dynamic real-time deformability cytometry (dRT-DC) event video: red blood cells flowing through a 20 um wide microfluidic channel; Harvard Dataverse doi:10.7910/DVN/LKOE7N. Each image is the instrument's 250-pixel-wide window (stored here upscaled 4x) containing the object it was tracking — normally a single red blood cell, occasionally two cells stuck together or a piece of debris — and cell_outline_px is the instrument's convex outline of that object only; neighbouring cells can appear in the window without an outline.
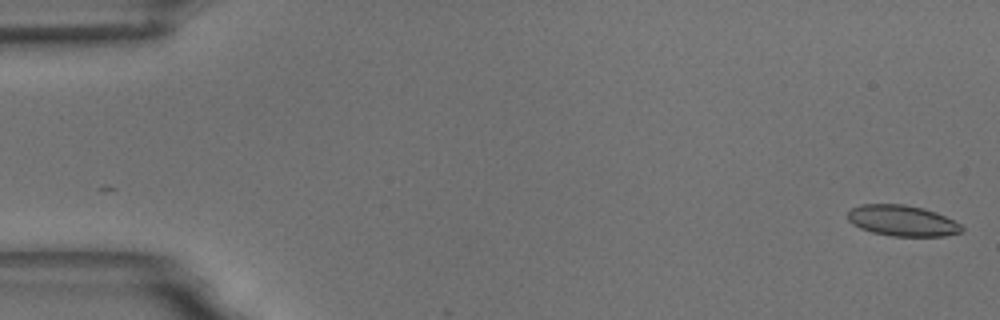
{"species": "common noctule bat (a hibernating species)", "species_latin": "Nyctalus noctula", "temperature_condition": "room temperature", "stored_images_in_passage": 55, "camera_frame_rate_fps": 3000, "um_per_image_px": 0.085, "animal": {"sex": "male", "body_mass_g": 18.8}, "frame": {"image": 1, "passage_image": 1, "time_ms": 0.0, "image_size_px": [1000, 320], "cell_outline_px": [[964, 228], [960, 232], [944, 236], [892, 236], [872, 232], [860, 228], [852, 224], [848, 220], [848, 212], [852, 208], [860, 204], [904, 204], [924, 208], [936, 212], [960, 224]], "centroid_in_image_um": [76.67, 18.75], "position_along_channel_um": 8.3, "area_um2": 20.46}}
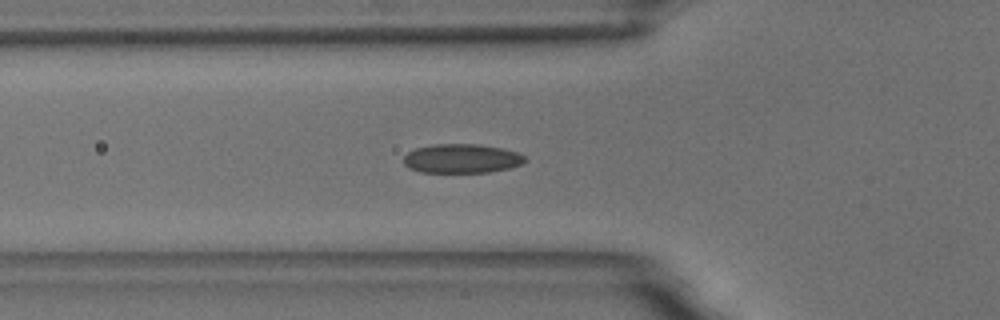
{"frame": {"image": 2, "passage_image": 19, "time_ms": 6.0, "image_size_px": [1000, 320], "cell_outline_px": [[528, 160], [520, 164], [508, 168], [488, 172], [420, 172], [408, 168], [404, 164], [404, 156], [408, 152], [416, 148], [432, 144], [476, 144], [500, 148], [516, 152], [524, 156]], "centroid_in_image_um": [39.21, 13.47], "position_along_channel_um": 86.6, "area_um2": 20.46}}
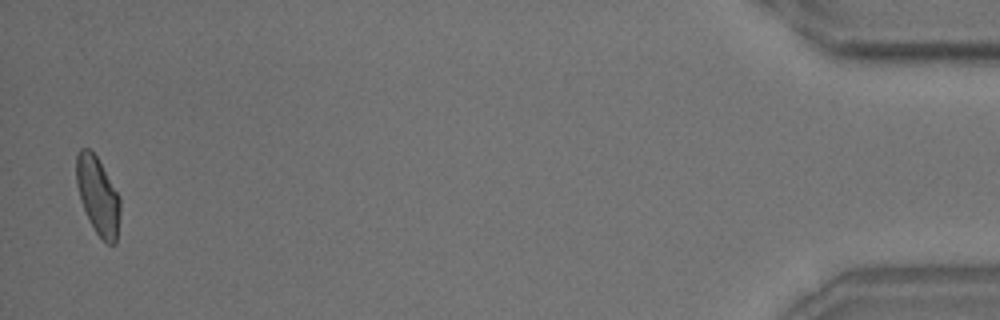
{"frame": {"image": 3, "passage_image": 54, "time_ms": 17.667, "image_size_px": [1000, 320], "cell_outline_px": [[120, 212], [116, 244], [108, 244], [96, 232], [80, 200], [76, 184], [76, 156], [80, 148], [88, 148], [96, 156], [120, 196]], "centroid_in_image_um": [8.32, 16.62], "position_along_channel_um": 426.9, "area_um2": 19.59}, "authors_computed_cell_mechanics": {"area_um2": 20.4612, "velocity_mm_per_s": 3.6809, "shape_relaxation_time_tau1_ms": 10.2551, "shape_relaxation_time_tau2_ms": 1.5602, "deformation_change_tau1": 0.1784, "deformation_change_tau2": 0.0689}}